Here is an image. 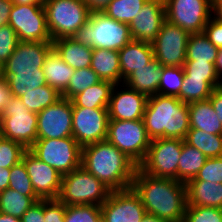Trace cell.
<instances>
[{
	"mask_svg": "<svg viewBox=\"0 0 222 222\" xmlns=\"http://www.w3.org/2000/svg\"><path fill=\"white\" fill-rule=\"evenodd\" d=\"M100 81L101 79L91 67L77 69L74 71V74L70 78V82L65 91L61 94V97L71 99L76 94Z\"/></svg>",
	"mask_w": 222,
	"mask_h": 222,
	"instance_id": "38",
	"label": "cell"
},
{
	"mask_svg": "<svg viewBox=\"0 0 222 222\" xmlns=\"http://www.w3.org/2000/svg\"><path fill=\"white\" fill-rule=\"evenodd\" d=\"M42 69L47 84L60 94L67 88L75 71L61 59L54 48L46 56Z\"/></svg>",
	"mask_w": 222,
	"mask_h": 222,
	"instance_id": "25",
	"label": "cell"
},
{
	"mask_svg": "<svg viewBox=\"0 0 222 222\" xmlns=\"http://www.w3.org/2000/svg\"><path fill=\"white\" fill-rule=\"evenodd\" d=\"M162 65L154 58L147 66L136 69L125 80V85L147 97L158 94Z\"/></svg>",
	"mask_w": 222,
	"mask_h": 222,
	"instance_id": "23",
	"label": "cell"
},
{
	"mask_svg": "<svg viewBox=\"0 0 222 222\" xmlns=\"http://www.w3.org/2000/svg\"><path fill=\"white\" fill-rule=\"evenodd\" d=\"M114 85L110 81L101 80L73 96L70 99L72 107H85L88 109L108 108Z\"/></svg>",
	"mask_w": 222,
	"mask_h": 222,
	"instance_id": "28",
	"label": "cell"
},
{
	"mask_svg": "<svg viewBox=\"0 0 222 222\" xmlns=\"http://www.w3.org/2000/svg\"><path fill=\"white\" fill-rule=\"evenodd\" d=\"M28 150L61 176L81 166L82 147L73 137L37 139Z\"/></svg>",
	"mask_w": 222,
	"mask_h": 222,
	"instance_id": "8",
	"label": "cell"
},
{
	"mask_svg": "<svg viewBox=\"0 0 222 222\" xmlns=\"http://www.w3.org/2000/svg\"><path fill=\"white\" fill-rule=\"evenodd\" d=\"M141 222H166L165 220L159 218L158 216L156 215H152V214H149V213H146L143 218H142V221Z\"/></svg>",
	"mask_w": 222,
	"mask_h": 222,
	"instance_id": "57",
	"label": "cell"
},
{
	"mask_svg": "<svg viewBox=\"0 0 222 222\" xmlns=\"http://www.w3.org/2000/svg\"><path fill=\"white\" fill-rule=\"evenodd\" d=\"M4 79V65L0 63V80Z\"/></svg>",
	"mask_w": 222,
	"mask_h": 222,
	"instance_id": "59",
	"label": "cell"
},
{
	"mask_svg": "<svg viewBox=\"0 0 222 222\" xmlns=\"http://www.w3.org/2000/svg\"><path fill=\"white\" fill-rule=\"evenodd\" d=\"M211 1V5L213 6L216 2H222V0H210Z\"/></svg>",
	"mask_w": 222,
	"mask_h": 222,
	"instance_id": "60",
	"label": "cell"
},
{
	"mask_svg": "<svg viewBox=\"0 0 222 222\" xmlns=\"http://www.w3.org/2000/svg\"><path fill=\"white\" fill-rule=\"evenodd\" d=\"M166 21L163 0H148L129 24L132 40L152 43Z\"/></svg>",
	"mask_w": 222,
	"mask_h": 222,
	"instance_id": "19",
	"label": "cell"
},
{
	"mask_svg": "<svg viewBox=\"0 0 222 222\" xmlns=\"http://www.w3.org/2000/svg\"><path fill=\"white\" fill-rule=\"evenodd\" d=\"M91 12L103 11L112 0H83Z\"/></svg>",
	"mask_w": 222,
	"mask_h": 222,
	"instance_id": "52",
	"label": "cell"
},
{
	"mask_svg": "<svg viewBox=\"0 0 222 222\" xmlns=\"http://www.w3.org/2000/svg\"><path fill=\"white\" fill-rule=\"evenodd\" d=\"M72 38L92 49L115 51H119L132 40L129 24L118 22L102 11L91 12L88 22Z\"/></svg>",
	"mask_w": 222,
	"mask_h": 222,
	"instance_id": "4",
	"label": "cell"
},
{
	"mask_svg": "<svg viewBox=\"0 0 222 222\" xmlns=\"http://www.w3.org/2000/svg\"><path fill=\"white\" fill-rule=\"evenodd\" d=\"M190 181L222 183V157L208 158L196 177Z\"/></svg>",
	"mask_w": 222,
	"mask_h": 222,
	"instance_id": "44",
	"label": "cell"
},
{
	"mask_svg": "<svg viewBox=\"0 0 222 222\" xmlns=\"http://www.w3.org/2000/svg\"><path fill=\"white\" fill-rule=\"evenodd\" d=\"M52 48V42L19 41L4 64V76H11L16 72L43 71L44 60Z\"/></svg>",
	"mask_w": 222,
	"mask_h": 222,
	"instance_id": "18",
	"label": "cell"
},
{
	"mask_svg": "<svg viewBox=\"0 0 222 222\" xmlns=\"http://www.w3.org/2000/svg\"><path fill=\"white\" fill-rule=\"evenodd\" d=\"M102 222H141L146 214L139 195L132 187L111 191L101 205Z\"/></svg>",
	"mask_w": 222,
	"mask_h": 222,
	"instance_id": "16",
	"label": "cell"
},
{
	"mask_svg": "<svg viewBox=\"0 0 222 222\" xmlns=\"http://www.w3.org/2000/svg\"><path fill=\"white\" fill-rule=\"evenodd\" d=\"M81 166L111 191L132 186L138 165L107 140L82 147Z\"/></svg>",
	"mask_w": 222,
	"mask_h": 222,
	"instance_id": "2",
	"label": "cell"
},
{
	"mask_svg": "<svg viewBox=\"0 0 222 222\" xmlns=\"http://www.w3.org/2000/svg\"><path fill=\"white\" fill-rule=\"evenodd\" d=\"M13 4L19 5H43L44 0H11Z\"/></svg>",
	"mask_w": 222,
	"mask_h": 222,
	"instance_id": "55",
	"label": "cell"
},
{
	"mask_svg": "<svg viewBox=\"0 0 222 222\" xmlns=\"http://www.w3.org/2000/svg\"><path fill=\"white\" fill-rule=\"evenodd\" d=\"M72 112V137L81 147L106 140L108 108L72 107Z\"/></svg>",
	"mask_w": 222,
	"mask_h": 222,
	"instance_id": "13",
	"label": "cell"
},
{
	"mask_svg": "<svg viewBox=\"0 0 222 222\" xmlns=\"http://www.w3.org/2000/svg\"><path fill=\"white\" fill-rule=\"evenodd\" d=\"M148 0H112L102 11L118 22L130 24Z\"/></svg>",
	"mask_w": 222,
	"mask_h": 222,
	"instance_id": "35",
	"label": "cell"
},
{
	"mask_svg": "<svg viewBox=\"0 0 222 222\" xmlns=\"http://www.w3.org/2000/svg\"><path fill=\"white\" fill-rule=\"evenodd\" d=\"M215 69H216V73L219 79H221L222 77V48L218 50L217 58L215 61Z\"/></svg>",
	"mask_w": 222,
	"mask_h": 222,
	"instance_id": "54",
	"label": "cell"
},
{
	"mask_svg": "<svg viewBox=\"0 0 222 222\" xmlns=\"http://www.w3.org/2000/svg\"><path fill=\"white\" fill-rule=\"evenodd\" d=\"M183 77V66H162V74L158 86V94L174 96L180 100V90L183 83Z\"/></svg>",
	"mask_w": 222,
	"mask_h": 222,
	"instance_id": "37",
	"label": "cell"
},
{
	"mask_svg": "<svg viewBox=\"0 0 222 222\" xmlns=\"http://www.w3.org/2000/svg\"><path fill=\"white\" fill-rule=\"evenodd\" d=\"M37 113L27 110L19 97H12L2 110L0 132L3 137L23 145L27 150L37 140Z\"/></svg>",
	"mask_w": 222,
	"mask_h": 222,
	"instance_id": "7",
	"label": "cell"
},
{
	"mask_svg": "<svg viewBox=\"0 0 222 222\" xmlns=\"http://www.w3.org/2000/svg\"><path fill=\"white\" fill-rule=\"evenodd\" d=\"M66 205L58 199L44 200V221L65 222Z\"/></svg>",
	"mask_w": 222,
	"mask_h": 222,
	"instance_id": "46",
	"label": "cell"
},
{
	"mask_svg": "<svg viewBox=\"0 0 222 222\" xmlns=\"http://www.w3.org/2000/svg\"><path fill=\"white\" fill-rule=\"evenodd\" d=\"M22 222H45L44 221V200L33 204L22 216Z\"/></svg>",
	"mask_w": 222,
	"mask_h": 222,
	"instance_id": "48",
	"label": "cell"
},
{
	"mask_svg": "<svg viewBox=\"0 0 222 222\" xmlns=\"http://www.w3.org/2000/svg\"><path fill=\"white\" fill-rule=\"evenodd\" d=\"M53 48L74 70L90 67L93 49L76 42L72 37L53 40Z\"/></svg>",
	"mask_w": 222,
	"mask_h": 222,
	"instance_id": "24",
	"label": "cell"
},
{
	"mask_svg": "<svg viewBox=\"0 0 222 222\" xmlns=\"http://www.w3.org/2000/svg\"><path fill=\"white\" fill-rule=\"evenodd\" d=\"M0 222H22V219L12 215L0 213Z\"/></svg>",
	"mask_w": 222,
	"mask_h": 222,
	"instance_id": "58",
	"label": "cell"
},
{
	"mask_svg": "<svg viewBox=\"0 0 222 222\" xmlns=\"http://www.w3.org/2000/svg\"><path fill=\"white\" fill-rule=\"evenodd\" d=\"M218 50L204 33L190 34L187 44L186 61H208L215 64Z\"/></svg>",
	"mask_w": 222,
	"mask_h": 222,
	"instance_id": "32",
	"label": "cell"
},
{
	"mask_svg": "<svg viewBox=\"0 0 222 222\" xmlns=\"http://www.w3.org/2000/svg\"><path fill=\"white\" fill-rule=\"evenodd\" d=\"M214 108L219 121L222 124V85L212 90L211 96L208 98Z\"/></svg>",
	"mask_w": 222,
	"mask_h": 222,
	"instance_id": "49",
	"label": "cell"
},
{
	"mask_svg": "<svg viewBox=\"0 0 222 222\" xmlns=\"http://www.w3.org/2000/svg\"><path fill=\"white\" fill-rule=\"evenodd\" d=\"M13 97L10 87L5 79L0 80V117L2 110L9 100Z\"/></svg>",
	"mask_w": 222,
	"mask_h": 222,
	"instance_id": "50",
	"label": "cell"
},
{
	"mask_svg": "<svg viewBox=\"0 0 222 222\" xmlns=\"http://www.w3.org/2000/svg\"><path fill=\"white\" fill-rule=\"evenodd\" d=\"M190 129L222 135V124L209 99L188 104Z\"/></svg>",
	"mask_w": 222,
	"mask_h": 222,
	"instance_id": "26",
	"label": "cell"
},
{
	"mask_svg": "<svg viewBox=\"0 0 222 222\" xmlns=\"http://www.w3.org/2000/svg\"><path fill=\"white\" fill-rule=\"evenodd\" d=\"M10 169L0 168V192L9 186Z\"/></svg>",
	"mask_w": 222,
	"mask_h": 222,
	"instance_id": "53",
	"label": "cell"
},
{
	"mask_svg": "<svg viewBox=\"0 0 222 222\" xmlns=\"http://www.w3.org/2000/svg\"><path fill=\"white\" fill-rule=\"evenodd\" d=\"M214 17L222 22V2H216L213 6Z\"/></svg>",
	"mask_w": 222,
	"mask_h": 222,
	"instance_id": "56",
	"label": "cell"
},
{
	"mask_svg": "<svg viewBox=\"0 0 222 222\" xmlns=\"http://www.w3.org/2000/svg\"><path fill=\"white\" fill-rule=\"evenodd\" d=\"M214 87L205 79L188 78L185 74L180 90V101L183 103H192L196 101L207 100Z\"/></svg>",
	"mask_w": 222,
	"mask_h": 222,
	"instance_id": "36",
	"label": "cell"
},
{
	"mask_svg": "<svg viewBox=\"0 0 222 222\" xmlns=\"http://www.w3.org/2000/svg\"><path fill=\"white\" fill-rule=\"evenodd\" d=\"M189 36L185 30L166 20L156 39L151 43L154 58L162 66H183L186 61Z\"/></svg>",
	"mask_w": 222,
	"mask_h": 222,
	"instance_id": "14",
	"label": "cell"
},
{
	"mask_svg": "<svg viewBox=\"0 0 222 222\" xmlns=\"http://www.w3.org/2000/svg\"><path fill=\"white\" fill-rule=\"evenodd\" d=\"M8 24L19 41L52 42L43 5L13 4Z\"/></svg>",
	"mask_w": 222,
	"mask_h": 222,
	"instance_id": "12",
	"label": "cell"
},
{
	"mask_svg": "<svg viewBox=\"0 0 222 222\" xmlns=\"http://www.w3.org/2000/svg\"><path fill=\"white\" fill-rule=\"evenodd\" d=\"M184 141L197 148L207 158L222 157V135L189 129Z\"/></svg>",
	"mask_w": 222,
	"mask_h": 222,
	"instance_id": "30",
	"label": "cell"
},
{
	"mask_svg": "<svg viewBox=\"0 0 222 222\" xmlns=\"http://www.w3.org/2000/svg\"><path fill=\"white\" fill-rule=\"evenodd\" d=\"M90 67L101 80L119 84L122 80L118 51L93 49Z\"/></svg>",
	"mask_w": 222,
	"mask_h": 222,
	"instance_id": "27",
	"label": "cell"
},
{
	"mask_svg": "<svg viewBox=\"0 0 222 222\" xmlns=\"http://www.w3.org/2000/svg\"><path fill=\"white\" fill-rule=\"evenodd\" d=\"M26 151L27 149L20 143L4 138L0 142V168L10 169L22 161Z\"/></svg>",
	"mask_w": 222,
	"mask_h": 222,
	"instance_id": "42",
	"label": "cell"
},
{
	"mask_svg": "<svg viewBox=\"0 0 222 222\" xmlns=\"http://www.w3.org/2000/svg\"><path fill=\"white\" fill-rule=\"evenodd\" d=\"M207 159L197 148L182 140V152L178 162V181L186 184L194 179Z\"/></svg>",
	"mask_w": 222,
	"mask_h": 222,
	"instance_id": "29",
	"label": "cell"
},
{
	"mask_svg": "<svg viewBox=\"0 0 222 222\" xmlns=\"http://www.w3.org/2000/svg\"><path fill=\"white\" fill-rule=\"evenodd\" d=\"M27 110L32 113H39L48 106L54 104L61 98V94L48 84L37 87L19 97Z\"/></svg>",
	"mask_w": 222,
	"mask_h": 222,
	"instance_id": "34",
	"label": "cell"
},
{
	"mask_svg": "<svg viewBox=\"0 0 222 222\" xmlns=\"http://www.w3.org/2000/svg\"><path fill=\"white\" fill-rule=\"evenodd\" d=\"M18 42L17 34L9 24L0 27V63H6Z\"/></svg>",
	"mask_w": 222,
	"mask_h": 222,
	"instance_id": "45",
	"label": "cell"
},
{
	"mask_svg": "<svg viewBox=\"0 0 222 222\" xmlns=\"http://www.w3.org/2000/svg\"><path fill=\"white\" fill-rule=\"evenodd\" d=\"M43 7L52 41L72 37L91 14L83 0H44Z\"/></svg>",
	"mask_w": 222,
	"mask_h": 222,
	"instance_id": "6",
	"label": "cell"
},
{
	"mask_svg": "<svg viewBox=\"0 0 222 222\" xmlns=\"http://www.w3.org/2000/svg\"><path fill=\"white\" fill-rule=\"evenodd\" d=\"M4 139L2 133L0 132V142Z\"/></svg>",
	"mask_w": 222,
	"mask_h": 222,
	"instance_id": "61",
	"label": "cell"
},
{
	"mask_svg": "<svg viewBox=\"0 0 222 222\" xmlns=\"http://www.w3.org/2000/svg\"><path fill=\"white\" fill-rule=\"evenodd\" d=\"M143 121L151 140H184L190 129L188 104L174 96L155 94L148 97Z\"/></svg>",
	"mask_w": 222,
	"mask_h": 222,
	"instance_id": "3",
	"label": "cell"
},
{
	"mask_svg": "<svg viewBox=\"0 0 222 222\" xmlns=\"http://www.w3.org/2000/svg\"><path fill=\"white\" fill-rule=\"evenodd\" d=\"M115 84L111 91L108 113L110 120H139L143 119L148 97L125 85L122 91L115 92Z\"/></svg>",
	"mask_w": 222,
	"mask_h": 222,
	"instance_id": "20",
	"label": "cell"
},
{
	"mask_svg": "<svg viewBox=\"0 0 222 222\" xmlns=\"http://www.w3.org/2000/svg\"><path fill=\"white\" fill-rule=\"evenodd\" d=\"M35 194L41 200L57 199L61 189L62 176L58 171L39 160L29 150L22 157Z\"/></svg>",
	"mask_w": 222,
	"mask_h": 222,
	"instance_id": "17",
	"label": "cell"
},
{
	"mask_svg": "<svg viewBox=\"0 0 222 222\" xmlns=\"http://www.w3.org/2000/svg\"><path fill=\"white\" fill-rule=\"evenodd\" d=\"M72 102L61 97L37 114V139L72 137Z\"/></svg>",
	"mask_w": 222,
	"mask_h": 222,
	"instance_id": "15",
	"label": "cell"
},
{
	"mask_svg": "<svg viewBox=\"0 0 222 222\" xmlns=\"http://www.w3.org/2000/svg\"><path fill=\"white\" fill-rule=\"evenodd\" d=\"M212 17L206 23L203 33L214 46L220 49L222 48V22Z\"/></svg>",
	"mask_w": 222,
	"mask_h": 222,
	"instance_id": "47",
	"label": "cell"
},
{
	"mask_svg": "<svg viewBox=\"0 0 222 222\" xmlns=\"http://www.w3.org/2000/svg\"><path fill=\"white\" fill-rule=\"evenodd\" d=\"M183 222H222V208L186 206Z\"/></svg>",
	"mask_w": 222,
	"mask_h": 222,
	"instance_id": "43",
	"label": "cell"
},
{
	"mask_svg": "<svg viewBox=\"0 0 222 222\" xmlns=\"http://www.w3.org/2000/svg\"><path fill=\"white\" fill-rule=\"evenodd\" d=\"M185 185L187 206L222 208V183L188 181Z\"/></svg>",
	"mask_w": 222,
	"mask_h": 222,
	"instance_id": "22",
	"label": "cell"
},
{
	"mask_svg": "<svg viewBox=\"0 0 222 222\" xmlns=\"http://www.w3.org/2000/svg\"><path fill=\"white\" fill-rule=\"evenodd\" d=\"M8 188L16 190L24 196H37L23 161L10 168Z\"/></svg>",
	"mask_w": 222,
	"mask_h": 222,
	"instance_id": "41",
	"label": "cell"
},
{
	"mask_svg": "<svg viewBox=\"0 0 222 222\" xmlns=\"http://www.w3.org/2000/svg\"><path fill=\"white\" fill-rule=\"evenodd\" d=\"M14 97H20L39 86L46 85L43 71L16 72L11 76H4Z\"/></svg>",
	"mask_w": 222,
	"mask_h": 222,
	"instance_id": "33",
	"label": "cell"
},
{
	"mask_svg": "<svg viewBox=\"0 0 222 222\" xmlns=\"http://www.w3.org/2000/svg\"><path fill=\"white\" fill-rule=\"evenodd\" d=\"M12 6L11 0H0V27L8 24Z\"/></svg>",
	"mask_w": 222,
	"mask_h": 222,
	"instance_id": "51",
	"label": "cell"
},
{
	"mask_svg": "<svg viewBox=\"0 0 222 222\" xmlns=\"http://www.w3.org/2000/svg\"><path fill=\"white\" fill-rule=\"evenodd\" d=\"M111 190L82 166L62 176L58 200L66 206L99 205Z\"/></svg>",
	"mask_w": 222,
	"mask_h": 222,
	"instance_id": "5",
	"label": "cell"
},
{
	"mask_svg": "<svg viewBox=\"0 0 222 222\" xmlns=\"http://www.w3.org/2000/svg\"><path fill=\"white\" fill-rule=\"evenodd\" d=\"M146 213L166 222H183L187 206L186 185L175 179L153 177L137 168L131 186Z\"/></svg>",
	"mask_w": 222,
	"mask_h": 222,
	"instance_id": "1",
	"label": "cell"
},
{
	"mask_svg": "<svg viewBox=\"0 0 222 222\" xmlns=\"http://www.w3.org/2000/svg\"><path fill=\"white\" fill-rule=\"evenodd\" d=\"M166 20L188 34L203 33L213 7L210 0H164Z\"/></svg>",
	"mask_w": 222,
	"mask_h": 222,
	"instance_id": "11",
	"label": "cell"
},
{
	"mask_svg": "<svg viewBox=\"0 0 222 222\" xmlns=\"http://www.w3.org/2000/svg\"><path fill=\"white\" fill-rule=\"evenodd\" d=\"M184 74L188 78L205 79L214 88L222 85L216 73L215 64L211 62L185 61L183 65Z\"/></svg>",
	"mask_w": 222,
	"mask_h": 222,
	"instance_id": "39",
	"label": "cell"
},
{
	"mask_svg": "<svg viewBox=\"0 0 222 222\" xmlns=\"http://www.w3.org/2000/svg\"><path fill=\"white\" fill-rule=\"evenodd\" d=\"M38 196H24L16 190L6 188L0 192V213L22 218L23 214L37 201Z\"/></svg>",
	"mask_w": 222,
	"mask_h": 222,
	"instance_id": "31",
	"label": "cell"
},
{
	"mask_svg": "<svg viewBox=\"0 0 222 222\" xmlns=\"http://www.w3.org/2000/svg\"><path fill=\"white\" fill-rule=\"evenodd\" d=\"M106 140L139 165L150 146L143 119L109 120Z\"/></svg>",
	"mask_w": 222,
	"mask_h": 222,
	"instance_id": "9",
	"label": "cell"
},
{
	"mask_svg": "<svg viewBox=\"0 0 222 222\" xmlns=\"http://www.w3.org/2000/svg\"><path fill=\"white\" fill-rule=\"evenodd\" d=\"M121 77L125 80L136 69L147 66L154 59L151 43L131 40L118 51Z\"/></svg>",
	"mask_w": 222,
	"mask_h": 222,
	"instance_id": "21",
	"label": "cell"
},
{
	"mask_svg": "<svg viewBox=\"0 0 222 222\" xmlns=\"http://www.w3.org/2000/svg\"><path fill=\"white\" fill-rule=\"evenodd\" d=\"M65 222H102L101 206L72 205L66 206Z\"/></svg>",
	"mask_w": 222,
	"mask_h": 222,
	"instance_id": "40",
	"label": "cell"
},
{
	"mask_svg": "<svg viewBox=\"0 0 222 222\" xmlns=\"http://www.w3.org/2000/svg\"><path fill=\"white\" fill-rule=\"evenodd\" d=\"M182 152V139L157 138L151 140L144 160L138 168L153 177L178 181V162Z\"/></svg>",
	"mask_w": 222,
	"mask_h": 222,
	"instance_id": "10",
	"label": "cell"
}]
</instances>
